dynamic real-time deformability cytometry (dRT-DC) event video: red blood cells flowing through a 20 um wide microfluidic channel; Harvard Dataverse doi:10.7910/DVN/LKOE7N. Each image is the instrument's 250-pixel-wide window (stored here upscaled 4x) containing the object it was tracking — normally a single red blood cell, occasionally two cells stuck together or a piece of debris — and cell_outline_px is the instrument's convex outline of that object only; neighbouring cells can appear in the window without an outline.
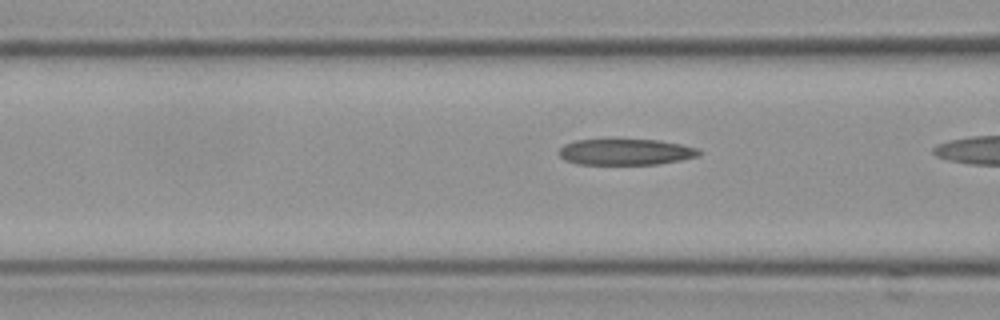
{"species": "Egyptian fruit bat (a non-hibernating species)", "species_latin": "Rousettus aegyptiacus", "temperature_condition": "cold", "stored_images_in_passage": 14, "camera_frame_rate_fps": 3000, "um_per_image_px": 0.085, "frame": {"image": 1, "passage_image": 13, "time_ms": 4.0, "image_size_px": [1000, 320], "cell_outline_px": [[700, 156], [660, 164], [576, 164], [564, 160], [560, 156], [560, 148], [564, 144], [576, 140], [608, 136], [616, 136], [660, 140], [680, 144], [696, 148], [700, 152]], "centroid_in_image_um": [53.13, 12.85], "position_along_channel_um": 113.5, "area_um2": 22.48}}